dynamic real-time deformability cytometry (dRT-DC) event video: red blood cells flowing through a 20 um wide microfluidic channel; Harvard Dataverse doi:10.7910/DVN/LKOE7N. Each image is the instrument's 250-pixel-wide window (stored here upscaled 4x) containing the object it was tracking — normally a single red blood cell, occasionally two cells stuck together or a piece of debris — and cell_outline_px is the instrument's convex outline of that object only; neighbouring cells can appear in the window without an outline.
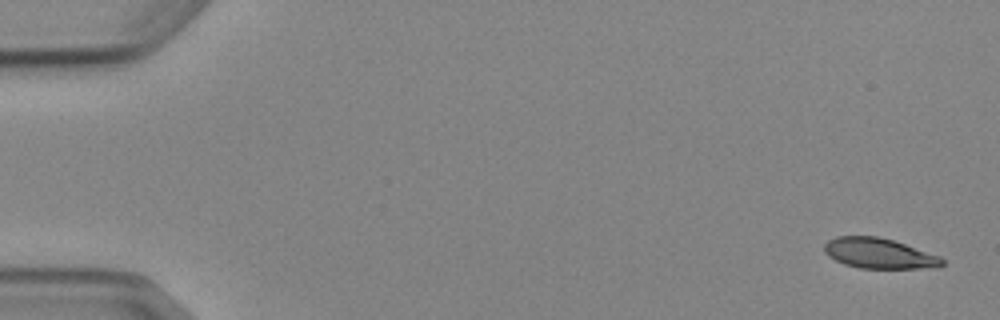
{"species": "Egyptian fruit bat (a non-hibernating species)", "species_latin": "Rousettus aegyptiacus", "temperature_condition": "cold", "stored_images_in_passage": 5, "camera_frame_rate_fps": 3000, "um_per_image_px": 0.085, "animal": {"sex": "female"}, "frame": {"image": 1, "passage_image": 1, "time_ms": 0.0, "image_size_px": [1000, 320], "cell_outline_px": [[944, 264], [940, 268], [860, 268], [844, 264], [828, 256], [824, 252], [824, 244], [828, 240], [836, 236], [876, 236], [892, 240], [940, 256], [944, 260]], "centroid_in_image_um": [74.72, 21.54], "position_along_channel_um": 10.3, "area_um2": 20.81}}
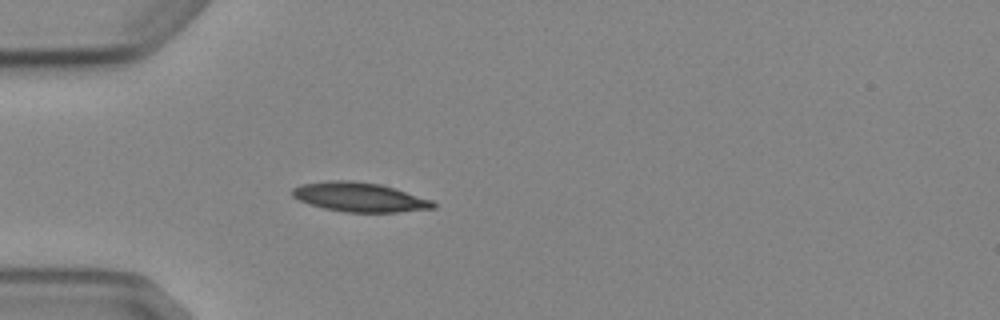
{"frame": {"image": 2, "passage_image": 5, "time_ms": 4.667, "image_size_px": [1000, 320], "cell_outline_px": [[436, 208], [396, 212], [344, 212], [324, 208], [300, 200], [292, 196], [292, 188], [300, 184], [328, 180], [352, 180], [380, 184], [432, 200], [436, 204]], "centroid_in_image_um": [30.55, 16.75], "position_along_channel_um": 54.5, "area_um2": 23.93}}